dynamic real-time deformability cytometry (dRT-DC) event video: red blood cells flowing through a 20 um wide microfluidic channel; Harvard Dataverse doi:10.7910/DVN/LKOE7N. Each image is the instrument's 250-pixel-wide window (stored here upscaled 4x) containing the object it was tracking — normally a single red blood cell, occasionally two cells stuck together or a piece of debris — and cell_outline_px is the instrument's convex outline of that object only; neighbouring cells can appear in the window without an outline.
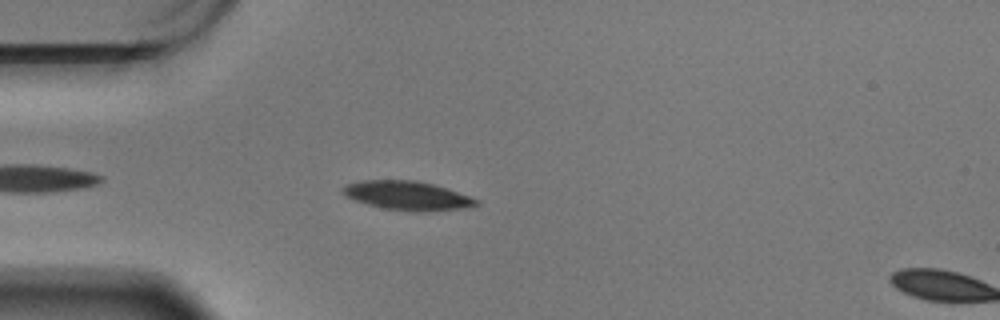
{"species": "Egyptian fruit bat (a non-hibernating species)", "species_latin": "Rousettus aegyptiacus", "temperature_condition": "warm", "stored_images_in_passage": 9, "camera_frame_rate_fps": 3000, "um_per_image_px": 0.085, "animal": {"sex": "male"}, "frame": {"image": 1, "passage_image": 7, "time_ms": 2.0, "image_size_px": [1000, 320], "cell_outline_px": [[480, 204], [464, 208], [424, 212], [412, 212], [384, 208], [368, 204], [356, 200], [340, 192], [340, 188], [344, 184], [360, 180], [416, 180], [432, 184], [480, 200]], "centroid_in_image_um": [34.59, 16.62], "position_along_channel_um": 50.4, "area_um2": 22.48}}